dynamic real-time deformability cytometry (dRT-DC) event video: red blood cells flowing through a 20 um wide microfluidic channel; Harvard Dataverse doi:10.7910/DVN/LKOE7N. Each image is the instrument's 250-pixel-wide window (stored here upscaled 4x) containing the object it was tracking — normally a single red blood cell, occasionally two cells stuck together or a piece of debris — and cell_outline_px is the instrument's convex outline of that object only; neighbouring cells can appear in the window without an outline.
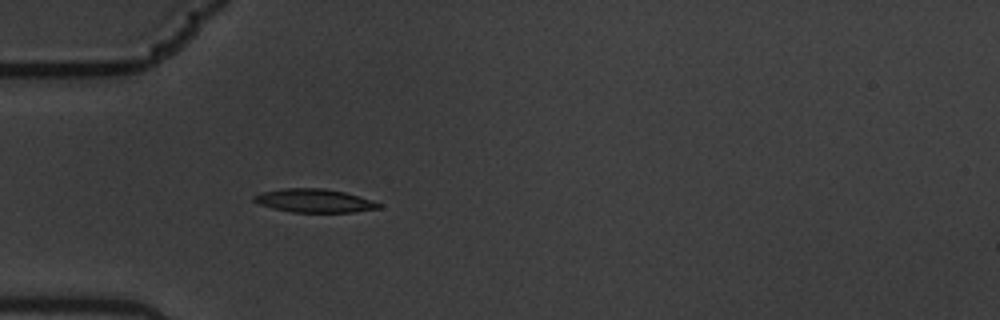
{"species": "common noctule bat (a hibernating species)", "species_latin": "Nyctalus noctula", "temperature_condition": "warm", "stored_images_in_passage": 6, "camera_frame_rate_fps": 3000, "um_per_image_px": 0.085, "animal": {"sex": "male", "body_mass_g": 19.5, "forearm_length_mm": 54.6}, "frame": {"image": 1, "passage_image": 6, "time_ms": 1.667, "image_size_px": [1000, 320], "cell_outline_px": [[384, 208], [352, 212], [292, 212], [272, 208], [260, 204], [252, 200], [252, 196], [260, 192], [284, 188], [324, 188], [344, 192], [372, 200], [380, 204]], "centroid_in_image_um": [26.7, 17.06], "position_along_channel_um": 58.3, "area_um2": 17.11}}